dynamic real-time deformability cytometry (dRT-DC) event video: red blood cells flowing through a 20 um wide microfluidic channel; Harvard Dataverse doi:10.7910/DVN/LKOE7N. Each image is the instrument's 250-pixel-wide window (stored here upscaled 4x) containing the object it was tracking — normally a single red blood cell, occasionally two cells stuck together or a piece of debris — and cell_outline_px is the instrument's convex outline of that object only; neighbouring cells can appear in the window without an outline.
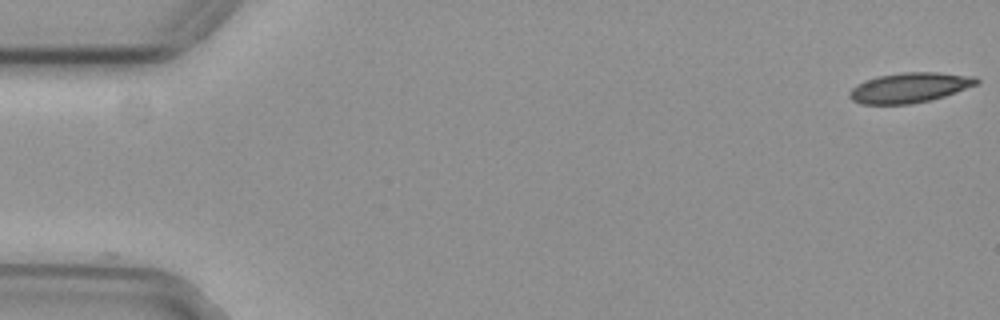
{"species": "common noctule bat (a hibernating species)", "species_latin": "Nyctalus noctula", "temperature_condition": "cold", "stored_images_in_passage": 2, "camera_frame_rate_fps": 3000, "um_per_image_px": 0.085, "animal": {"sex": "female", "body_mass_g": 29.2, "forearm_length_mm": 56.3}, "frame": {"image": 1, "passage_image": 1, "time_ms": 0.0, "image_size_px": [1000, 320], "cell_outline_px": [[980, 84], [944, 96], [928, 100], [908, 104], [860, 104], [852, 100], [848, 96], [848, 92], [856, 84], [864, 80], [876, 76], [904, 72], [936, 72], [976, 76], [980, 80]], "centroid_in_image_um": [77.31, 7.44], "position_along_channel_um": 7.7, "area_um2": 22.43}}